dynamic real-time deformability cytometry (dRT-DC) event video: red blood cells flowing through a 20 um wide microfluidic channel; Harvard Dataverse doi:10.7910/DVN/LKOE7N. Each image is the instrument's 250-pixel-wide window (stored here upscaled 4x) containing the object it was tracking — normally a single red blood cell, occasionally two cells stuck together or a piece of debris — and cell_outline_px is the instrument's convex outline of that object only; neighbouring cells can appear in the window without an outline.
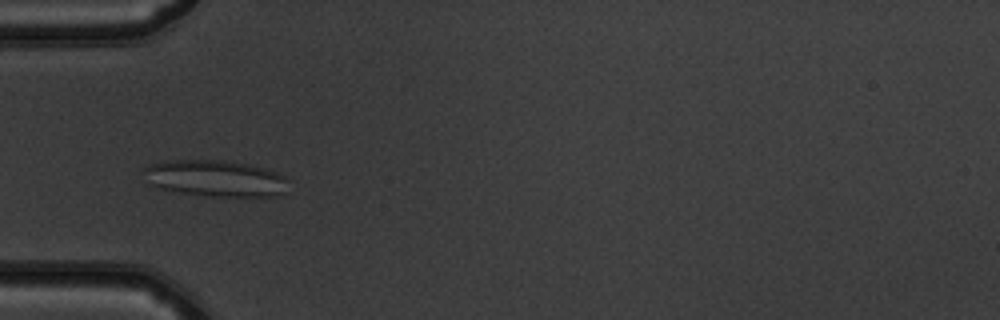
{"species": "common noctule bat (a hibernating species)", "species_latin": "Nyctalus noctula", "temperature_condition": "warm", "stored_images_in_passage": 51, "camera_frame_rate_fps": 3000, "um_per_image_px": 0.085, "animal": {"sex": "male", "body_mass_g": 19.5, "forearm_length_mm": 54.6}, "frame": {"image": 1, "passage_image": 17, "time_ms": 5.333, "image_size_px": [1000, 320], "cell_outline_px": [[288, 180], [284, 192], [276, 196], [204, 196], [172, 192], [156, 188], [144, 184], [144, 168], [148, 164], [164, 160], [224, 160], [264, 168], [276, 172], [284, 176]], "centroid_in_image_um": [18.18, 15.17], "position_along_channel_um": 66.8, "area_um2": 31.27}}
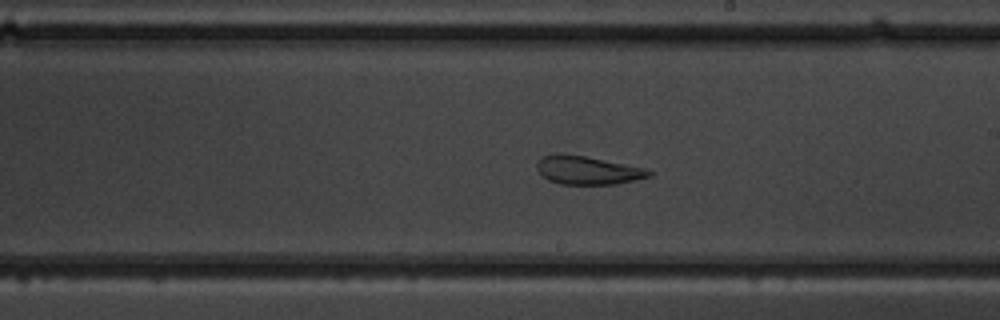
{"frame": {"image": 2, "passage_image": 30, "time_ms": 9.667, "image_size_px": [1000, 320], "cell_outline_px": [[652, 176], [636, 180], [616, 184], [560, 184], [548, 180], [536, 168], [536, 160], [540, 156], [560, 152], [584, 156], [644, 168], [652, 172]], "centroid_in_image_um": [49.89, 14.46], "position_along_channel_um": 239.1, "area_um2": 18.61}}
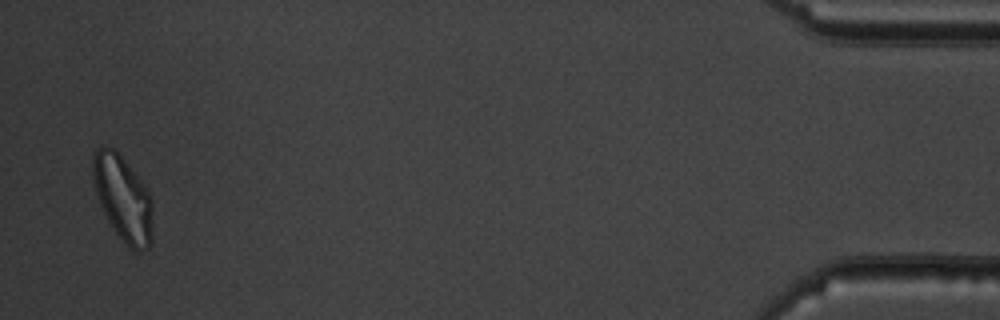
{"frame": {"image": 3, "passage_image": 50, "time_ms": 16.333, "image_size_px": [1000, 320], "cell_outline_px": [[152, 240], [148, 248], [140, 252], [136, 252], [124, 244], [108, 220], [100, 204], [96, 192], [92, 176], [92, 156], [96, 148], [104, 144], [116, 148], [120, 152], [140, 180], [148, 192], [152, 200]], "centroid_in_image_um": [10.44, 16.82], "position_along_channel_um": 424.8, "area_um2": 30.17}, "authors_computed_cell_mechanics": {"area_um2": 28.0908, "velocity_mm_per_s": 4.0058, "shape_relaxation_time_tau1_ms": null, "shape_relaxation_time_tau2_ms": 1.8438, "deformation_change_tau1": null, "deformation_change_tau2": 0.1011}}